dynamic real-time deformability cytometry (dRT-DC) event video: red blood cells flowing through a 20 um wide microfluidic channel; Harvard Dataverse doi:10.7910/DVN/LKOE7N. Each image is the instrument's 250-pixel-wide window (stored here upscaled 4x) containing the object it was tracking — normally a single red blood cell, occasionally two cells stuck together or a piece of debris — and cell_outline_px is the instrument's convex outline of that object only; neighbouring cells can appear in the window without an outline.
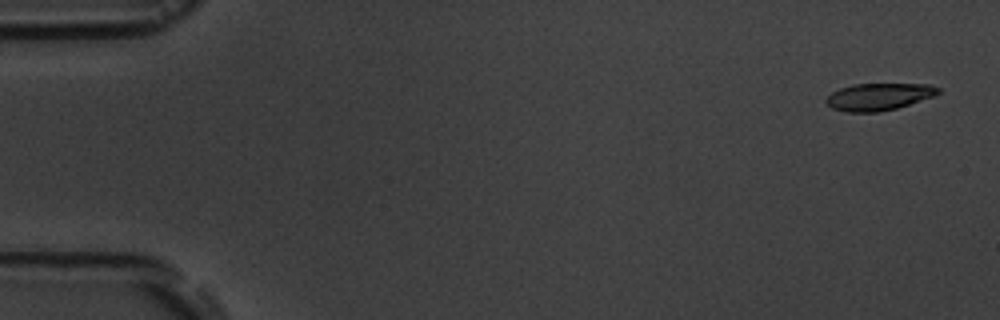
{"species": "common noctule bat (a hibernating species)", "species_latin": "Nyctalus noctula", "temperature_condition": "room temperature", "stored_images_in_passage": 3, "camera_frame_rate_fps": 3000, "um_per_image_px": 0.085, "animal": {"sex": "male", "body_mass_g": 19.5, "forearm_length_mm": 54.6}, "frame": {"image": 1, "passage_image": 1, "time_ms": 0.0, "image_size_px": [1000, 320], "cell_outline_px": [[940, 92], [936, 96], [896, 108], [880, 112], [848, 112], [832, 108], [824, 100], [832, 92], [840, 88], [852, 84], [928, 84], [940, 88]], "centroid_in_image_um": [74.71, 8.22], "position_along_channel_um": 10.3, "area_um2": 17.74}}